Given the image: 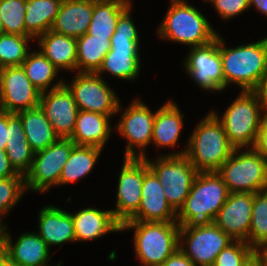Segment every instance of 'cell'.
Listing matches in <instances>:
<instances>
[{
	"mask_svg": "<svg viewBox=\"0 0 267 266\" xmlns=\"http://www.w3.org/2000/svg\"><path fill=\"white\" fill-rule=\"evenodd\" d=\"M217 172H200L194 179L183 206L177 212L180 227L211 224L229 195Z\"/></svg>",
	"mask_w": 267,
	"mask_h": 266,
	"instance_id": "2",
	"label": "cell"
},
{
	"mask_svg": "<svg viewBox=\"0 0 267 266\" xmlns=\"http://www.w3.org/2000/svg\"><path fill=\"white\" fill-rule=\"evenodd\" d=\"M101 151L102 149L98 147L75 145L63 167L58 185L73 183L88 175L94 168Z\"/></svg>",
	"mask_w": 267,
	"mask_h": 266,
	"instance_id": "31",
	"label": "cell"
},
{
	"mask_svg": "<svg viewBox=\"0 0 267 266\" xmlns=\"http://www.w3.org/2000/svg\"><path fill=\"white\" fill-rule=\"evenodd\" d=\"M233 241L213 222L204 226L180 227L179 230V249L196 266H212L222 249ZM183 244L187 245L186 248Z\"/></svg>",
	"mask_w": 267,
	"mask_h": 266,
	"instance_id": "11",
	"label": "cell"
},
{
	"mask_svg": "<svg viewBox=\"0 0 267 266\" xmlns=\"http://www.w3.org/2000/svg\"><path fill=\"white\" fill-rule=\"evenodd\" d=\"M33 38L3 33L0 35V67L21 66L28 55V42Z\"/></svg>",
	"mask_w": 267,
	"mask_h": 266,
	"instance_id": "34",
	"label": "cell"
},
{
	"mask_svg": "<svg viewBox=\"0 0 267 266\" xmlns=\"http://www.w3.org/2000/svg\"><path fill=\"white\" fill-rule=\"evenodd\" d=\"M70 83H64L72 92L79 110L115 115L121 111L116 93L96 73H77Z\"/></svg>",
	"mask_w": 267,
	"mask_h": 266,
	"instance_id": "12",
	"label": "cell"
},
{
	"mask_svg": "<svg viewBox=\"0 0 267 266\" xmlns=\"http://www.w3.org/2000/svg\"><path fill=\"white\" fill-rule=\"evenodd\" d=\"M92 13V0H62L51 30L78 38L87 33Z\"/></svg>",
	"mask_w": 267,
	"mask_h": 266,
	"instance_id": "21",
	"label": "cell"
},
{
	"mask_svg": "<svg viewBox=\"0 0 267 266\" xmlns=\"http://www.w3.org/2000/svg\"><path fill=\"white\" fill-rule=\"evenodd\" d=\"M249 245L255 250L267 245V190L254 194Z\"/></svg>",
	"mask_w": 267,
	"mask_h": 266,
	"instance_id": "33",
	"label": "cell"
},
{
	"mask_svg": "<svg viewBox=\"0 0 267 266\" xmlns=\"http://www.w3.org/2000/svg\"><path fill=\"white\" fill-rule=\"evenodd\" d=\"M253 148L267 160V113L263 114Z\"/></svg>",
	"mask_w": 267,
	"mask_h": 266,
	"instance_id": "41",
	"label": "cell"
},
{
	"mask_svg": "<svg viewBox=\"0 0 267 266\" xmlns=\"http://www.w3.org/2000/svg\"><path fill=\"white\" fill-rule=\"evenodd\" d=\"M184 149L169 156L185 155L200 173L217 172L236 148L230 143L222 123L210 112L197 125Z\"/></svg>",
	"mask_w": 267,
	"mask_h": 266,
	"instance_id": "1",
	"label": "cell"
},
{
	"mask_svg": "<svg viewBox=\"0 0 267 266\" xmlns=\"http://www.w3.org/2000/svg\"><path fill=\"white\" fill-rule=\"evenodd\" d=\"M26 76L39 91H48L49 86L59 70L41 53V51L29 52L22 63Z\"/></svg>",
	"mask_w": 267,
	"mask_h": 266,
	"instance_id": "32",
	"label": "cell"
},
{
	"mask_svg": "<svg viewBox=\"0 0 267 266\" xmlns=\"http://www.w3.org/2000/svg\"><path fill=\"white\" fill-rule=\"evenodd\" d=\"M163 189L143 159L141 203L137 213L128 221L177 222V212L168 203Z\"/></svg>",
	"mask_w": 267,
	"mask_h": 266,
	"instance_id": "19",
	"label": "cell"
},
{
	"mask_svg": "<svg viewBox=\"0 0 267 266\" xmlns=\"http://www.w3.org/2000/svg\"><path fill=\"white\" fill-rule=\"evenodd\" d=\"M161 266H196L179 248Z\"/></svg>",
	"mask_w": 267,
	"mask_h": 266,
	"instance_id": "42",
	"label": "cell"
},
{
	"mask_svg": "<svg viewBox=\"0 0 267 266\" xmlns=\"http://www.w3.org/2000/svg\"><path fill=\"white\" fill-rule=\"evenodd\" d=\"M215 6V10L221 18L228 20L238 14H242L249 7V0H207Z\"/></svg>",
	"mask_w": 267,
	"mask_h": 266,
	"instance_id": "39",
	"label": "cell"
},
{
	"mask_svg": "<svg viewBox=\"0 0 267 266\" xmlns=\"http://www.w3.org/2000/svg\"><path fill=\"white\" fill-rule=\"evenodd\" d=\"M262 110L263 106L254 91H241L221 119L217 112L212 113L222 123L230 143L235 148L243 149L246 146L253 148L256 142L262 114H265Z\"/></svg>",
	"mask_w": 267,
	"mask_h": 266,
	"instance_id": "7",
	"label": "cell"
},
{
	"mask_svg": "<svg viewBox=\"0 0 267 266\" xmlns=\"http://www.w3.org/2000/svg\"><path fill=\"white\" fill-rule=\"evenodd\" d=\"M5 152L14 170L25 177L34 158V152L27 139L7 142Z\"/></svg>",
	"mask_w": 267,
	"mask_h": 266,
	"instance_id": "38",
	"label": "cell"
},
{
	"mask_svg": "<svg viewBox=\"0 0 267 266\" xmlns=\"http://www.w3.org/2000/svg\"><path fill=\"white\" fill-rule=\"evenodd\" d=\"M130 0L93 1V13L88 35L93 38H111L119 16L131 5Z\"/></svg>",
	"mask_w": 267,
	"mask_h": 266,
	"instance_id": "28",
	"label": "cell"
},
{
	"mask_svg": "<svg viewBox=\"0 0 267 266\" xmlns=\"http://www.w3.org/2000/svg\"><path fill=\"white\" fill-rule=\"evenodd\" d=\"M144 158L148 168L155 174L168 203L178 212L185 203L198 171L185 155L156 157V162Z\"/></svg>",
	"mask_w": 267,
	"mask_h": 266,
	"instance_id": "9",
	"label": "cell"
},
{
	"mask_svg": "<svg viewBox=\"0 0 267 266\" xmlns=\"http://www.w3.org/2000/svg\"><path fill=\"white\" fill-rule=\"evenodd\" d=\"M76 40L78 73H96L111 50L110 38H93L84 34Z\"/></svg>",
	"mask_w": 267,
	"mask_h": 266,
	"instance_id": "30",
	"label": "cell"
},
{
	"mask_svg": "<svg viewBox=\"0 0 267 266\" xmlns=\"http://www.w3.org/2000/svg\"><path fill=\"white\" fill-rule=\"evenodd\" d=\"M255 6V8L267 15V0H249V7Z\"/></svg>",
	"mask_w": 267,
	"mask_h": 266,
	"instance_id": "46",
	"label": "cell"
},
{
	"mask_svg": "<svg viewBox=\"0 0 267 266\" xmlns=\"http://www.w3.org/2000/svg\"><path fill=\"white\" fill-rule=\"evenodd\" d=\"M239 150L236 148L217 171L228 191L255 194L267 190V160L254 148Z\"/></svg>",
	"mask_w": 267,
	"mask_h": 266,
	"instance_id": "8",
	"label": "cell"
},
{
	"mask_svg": "<svg viewBox=\"0 0 267 266\" xmlns=\"http://www.w3.org/2000/svg\"><path fill=\"white\" fill-rule=\"evenodd\" d=\"M38 220L39 232L37 234L48 248L76 241L71 213L56 206H45L41 209Z\"/></svg>",
	"mask_w": 267,
	"mask_h": 266,
	"instance_id": "22",
	"label": "cell"
},
{
	"mask_svg": "<svg viewBox=\"0 0 267 266\" xmlns=\"http://www.w3.org/2000/svg\"><path fill=\"white\" fill-rule=\"evenodd\" d=\"M64 83L60 80L49 91L42 92L39 107L59 138H70L79 109L72 92Z\"/></svg>",
	"mask_w": 267,
	"mask_h": 266,
	"instance_id": "16",
	"label": "cell"
},
{
	"mask_svg": "<svg viewBox=\"0 0 267 266\" xmlns=\"http://www.w3.org/2000/svg\"><path fill=\"white\" fill-rule=\"evenodd\" d=\"M246 266H264L263 263L255 256Z\"/></svg>",
	"mask_w": 267,
	"mask_h": 266,
	"instance_id": "50",
	"label": "cell"
},
{
	"mask_svg": "<svg viewBox=\"0 0 267 266\" xmlns=\"http://www.w3.org/2000/svg\"><path fill=\"white\" fill-rule=\"evenodd\" d=\"M184 114L173 101L160 107L154 117L152 143L156 147H174L180 137Z\"/></svg>",
	"mask_w": 267,
	"mask_h": 266,
	"instance_id": "26",
	"label": "cell"
},
{
	"mask_svg": "<svg viewBox=\"0 0 267 266\" xmlns=\"http://www.w3.org/2000/svg\"><path fill=\"white\" fill-rule=\"evenodd\" d=\"M253 201V193H229L213 223L234 241L249 244Z\"/></svg>",
	"mask_w": 267,
	"mask_h": 266,
	"instance_id": "18",
	"label": "cell"
},
{
	"mask_svg": "<svg viewBox=\"0 0 267 266\" xmlns=\"http://www.w3.org/2000/svg\"><path fill=\"white\" fill-rule=\"evenodd\" d=\"M17 114L22 120L26 139L34 153L44 150L59 139L39 106Z\"/></svg>",
	"mask_w": 267,
	"mask_h": 266,
	"instance_id": "27",
	"label": "cell"
},
{
	"mask_svg": "<svg viewBox=\"0 0 267 266\" xmlns=\"http://www.w3.org/2000/svg\"><path fill=\"white\" fill-rule=\"evenodd\" d=\"M7 131L8 142L26 139L22 120L16 113L7 112Z\"/></svg>",
	"mask_w": 267,
	"mask_h": 266,
	"instance_id": "40",
	"label": "cell"
},
{
	"mask_svg": "<svg viewBox=\"0 0 267 266\" xmlns=\"http://www.w3.org/2000/svg\"><path fill=\"white\" fill-rule=\"evenodd\" d=\"M130 5L118 18L115 32L110 38L111 50L103 59L102 65L96 72L101 76L103 72L111 73L119 79L135 80L139 76V36L131 19Z\"/></svg>",
	"mask_w": 267,
	"mask_h": 266,
	"instance_id": "4",
	"label": "cell"
},
{
	"mask_svg": "<svg viewBox=\"0 0 267 266\" xmlns=\"http://www.w3.org/2000/svg\"><path fill=\"white\" fill-rule=\"evenodd\" d=\"M119 174L116 209L113 217L122 225L138 211L143 185V158H124Z\"/></svg>",
	"mask_w": 267,
	"mask_h": 266,
	"instance_id": "17",
	"label": "cell"
},
{
	"mask_svg": "<svg viewBox=\"0 0 267 266\" xmlns=\"http://www.w3.org/2000/svg\"><path fill=\"white\" fill-rule=\"evenodd\" d=\"M254 92L258 95V99L263 106L264 112L267 113V70L261 77V80Z\"/></svg>",
	"mask_w": 267,
	"mask_h": 266,
	"instance_id": "44",
	"label": "cell"
},
{
	"mask_svg": "<svg viewBox=\"0 0 267 266\" xmlns=\"http://www.w3.org/2000/svg\"><path fill=\"white\" fill-rule=\"evenodd\" d=\"M76 144L69 138H59L42 151L34 153L32 165L25 175V188L47 192L59 184L63 167Z\"/></svg>",
	"mask_w": 267,
	"mask_h": 266,
	"instance_id": "10",
	"label": "cell"
},
{
	"mask_svg": "<svg viewBox=\"0 0 267 266\" xmlns=\"http://www.w3.org/2000/svg\"><path fill=\"white\" fill-rule=\"evenodd\" d=\"M62 0H26L25 36L37 39L51 30Z\"/></svg>",
	"mask_w": 267,
	"mask_h": 266,
	"instance_id": "29",
	"label": "cell"
},
{
	"mask_svg": "<svg viewBox=\"0 0 267 266\" xmlns=\"http://www.w3.org/2000/svg\"><path fill=\"white\" fill-rule=\"evenodd\" d=\"M5 33V30H4V27H3V21L1 19V16H0V35Z\"/></svg>",
	"mask_w": 267,
	"mask_h": 266,
	"instance_id": "51",
	"label": "cell"
},
{
	"mask_svg": "<svg viewBox=\"0 0 267 266\" xmlns=\"http://www.w3.org/2000/svg\"><path fill=\"white\" fill-rule=\"evenodd\" d=\"M26 0H0V16L5 33L25 36Z\"/></svg>",
	"mask_w": 267,
	"mask_h": 266,
	"instance_id": "35",
	"label": "cell"
},
{
	"mask_svg": "<svg viewBox=\"0 0 267 266\" xmlns=\"http://www.w3.org/2000/svg\"><path fill=\"white\" fill-rule=\"evenodd\" d=\"M7 137V112L0 110V149H5Z\"/></svg>",
	"mask_w": 267,
	"mask_h": 266,
	"instance_id": "45",
	"label": "cell"
},
{
	"mask_svg": "<svg viewBox=\"0 0 267 266\" xmlns=\"http://www.w3.org/2000/svg\"><path fill=\"white\" fill-rule=\"evenodd\" d=\"M256 250L244 241H233L217 255L212 266H246Z\"/></svg>",
	"mask_w": 267,
	"mask_h": 266,
	"instance_id": "36",
	"label": "cell"
},
{
	"mask_svg": "<svg viewBox=\"0 0 267 266\" xmlns=\"http://www.w3.org/2000/svg\"><path fill=\"white\" fill-rule=\"evenodd\" d=\"M25 191L24 176L0 179V219L18 203Z\"/></svg>",
	"mask_w": 267,
	"mask_h": 266,
	"instance_id": "37",
	"label": "cell"
},
{
	"mask_svg": "<svg viewBox=\"0 0 267 266\" xmlns=\"http://www.w3.org/2000/svg\"><path fill=\"white\" fill-rule=\"evenodd\" d=\"M117 129L120 135L128 140L124 158H146L144 147L152 142L153 125L155 113H152L148 106L141 100H134L126 108ZM136 149H142L138 154Z\"/></svg>",
	"mask_w": 267,
	"mask_h": 266,
	"instance_id": "15",
	"label": "cell"
},
{
	"mask_svg": "<svg viewBox=\"0 0 267 266\" xmlns=\"http://www.w3.org/2000/svg\"><path fill=\"white\" fill-rule=\"evenodd\" d=\"M41 92L26 76L22 66L4 67L0 72V110L18 113L39 106Z\"/></svg>",
	"mask_w": 267,
	"mask_h": 266,
	"instance_id": "13",
	"label": "cell"
},
{
	"mask_svg": "<svg viewBox=\"0 0 267 266\" xmlns=\"http://www.w3.org/2000/svg\"><path fill=\"white\" fill-rule=\"evenodd\" d=\"M61 262L56 266H61ZM0 266H17L3 252H0Z\"/></svg>",
	"mask_w": 267,
	"mask_h": 266,
	"instance_id": "48",
	"label": "cell"
},
{
	"mask_svg": "<svg viewBox=\"0 0 267 266\" xmlns=\"http://www.w3.org/2000/svg\"><path fill=\"white\" fill-rule=\"evenodd\" d=\"M134 229V249L142 266H161L179 248L177 222L126 221L121 231Z\"/></svg>",
	"mask_w": 267,
	"mask_h": 266,
	"instance_id": "5",
	"label": "cell"
},
{
	"mask_svg": "<svg viewBox=\"0 0 267 266\" xmlns=\"http://www.w3.org/2000/svg\"><path fill=\"white\" fill-rule=\"evenodd\" d=\"M188 75L203 90H224L223 68L219 52V34L211 43L191 48L184 61Z\"/></svg>",
	"mask_w": 267,
	"mask_h": 266,
	"instance_id": "14",
	"label": "cell"
},
{
	"mask_svg": "<svg viewBox=\"0 0 267 266\" xmlns=\"http://www.w3.org/2000/svg\"><path fill=\"white\" fill-rule=\"evenodd\" d=\"M223 41L219 36L224 89L236 83L242 91H254L267 70V37L229 49Z\"/></svg>",
	"mask_w": 267,
	"mask_h": 266,
	"instance_id": "3",
	"label": "cell"
},
{
	"mask_svg": "<svg viewBox=\"0 0 267 266\" xmlns=\"http://www.w3.org/2000/svg\"><path fill=\"white\" fill-rule=\"evenodd\" d=\"M76 241L101 238L108 232H120L121 225L113 217L112 210L84 208L72 214Z\"/></svg>",
	"mask_w": 267,
	"mask_h": 266,
	"instance_id": "23",
	"label": "cell"
},
{
	"mask_svg": "<svg viewBox=\"0 0 267 266\" xmlns=\"http://www.w3.org/2000/svg\"><path fill=\"white\" fill-rule=\"evenodd\" d=\"M256 256L263 263L264 266H267V245L263 246L256 250Z\"/></svg>",
	"mask_w": 267,
	"mask_h": 266,
	"instance_id": "47",
	"label": "cell"
},
{
	"mask_svg": "<svg viewBox=\"0 0 267 266\" xmlns=\"http://www.w3.org/2000/svg\"><path fill=\"white\" fill-rule=\"evenodd\" d=\"M13 176H23L18 174L11 166L5 149H0V179H7Z\"/></svg>",
	"mask_w": 267,
	"mask_h": 266,
	"instance_id": "43",
	"label": "cell"
},
{
	"mask_svg": "<svg viewBox=\"0 0 267 266\" xmlns=\"http://www.w3.org/2000/svg\"><path fill=\"white\" fill-rule=\"evenodd\" d=\"M2 223L3 222L0 219V252L3 250L4 233L6 229V225H3Z\"/></svg>",
	"mask_w": 267,
	"mask_h": 266,
	"instance_id": "49",
	"label": "cell"
},
{
	"mask_svg": "<svg viewBox=\"0 0 267 266\" xmlns=\"http://www.w3.org/2000/svg\"><path fill=\"white\" fill-rule=\"evenodd\" d=\"M4 233L2 252L17 266H47L51 260L50 250L41 237L34 232H26L12 245L10 232Z\"/></svg>",
	"mask_w": 267,
	"mask_h": 266,
	"instance_id": "20",
	"label": "cell"
},
{
	"mask_svg": "<svg viewBox=\"0 0 267 266\" xmlns=\"http://www.w3.org/2000/svg\"><path fill=\"white\" fill-rule=\"evenodd\" d=\"M41 53L58 69H77V40L75 37L47 31L37 38Z\"/></svg>",
	"mask_w": 267,
	"mask_h": 266,
	"instance_id": "25",
	"label": "cell"
},
{
	"mask_svg": "<svg viewBox=\"0 0 267 266\" xmlns=\"http://www.w3.org/2000/svg\"><path fill=\"white\" fill-rule=\"evenodd\" d=\"M158 33L162 39L193 47L203 46L216 39L218 33L194 6L184 0H171Z\"/></svg>",
	"mask_w": 267,
	"mask_h": 266,
	"instance_id": "6",
	"label": "cell"
},
{
	"mask_svg": "<svg viewBox=\"0 0 267 266\" xmlns=\"http://www.w3.org/2000/svg\"><path fill=\"white\" fill-rule=\"evenodd\" d=\"M114 115L79 110L73 134L69 138L76 145L103 149L111 135L110 119Z\"/></svg>",
	"mask_w": 267,
	"mask_h": 266,
	"instance_id": "24",
	"label": "cell"
}]
</instances>
